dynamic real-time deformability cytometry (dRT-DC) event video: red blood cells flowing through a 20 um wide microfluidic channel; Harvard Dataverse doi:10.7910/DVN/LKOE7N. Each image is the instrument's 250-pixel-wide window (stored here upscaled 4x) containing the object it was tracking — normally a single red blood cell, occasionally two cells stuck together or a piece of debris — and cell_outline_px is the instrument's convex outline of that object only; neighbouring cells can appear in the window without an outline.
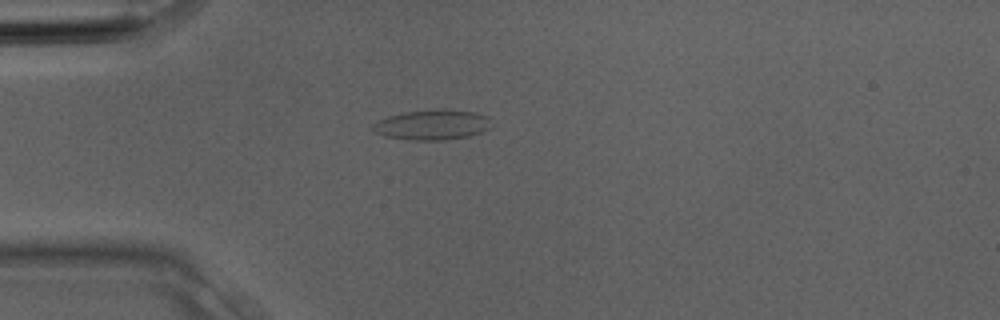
{"species": "Egyptian fruit bat (a non-hibernating species)", "species_latin": "Rousettus aegyptiacus", "temperature_condition": "room temperature", "stored_images_in_passage": 1, "camera_frame_rate_fps": 3000, "um_per_image_px": 0.085, "animal": {"sex": "male"}, "frame": {"image": 1, "passage_image": 1, "time_ms": 0.0, "image_size_px": [1000, 320], "cell_outline_px": [[492, 128], [484, 132], [468, 136], [444, 140], [408, 140], [384, 136], [376, 132], [372, 128], [372, 124], [376, 120], [388, 116], [404, 112], [436, 108], [440, 108], [476, 112], [488, 116]], "centroid_in_image_um": [36.76, 10.59], "position_along_channel_um": 48.2, "area_um2": 21.27}}